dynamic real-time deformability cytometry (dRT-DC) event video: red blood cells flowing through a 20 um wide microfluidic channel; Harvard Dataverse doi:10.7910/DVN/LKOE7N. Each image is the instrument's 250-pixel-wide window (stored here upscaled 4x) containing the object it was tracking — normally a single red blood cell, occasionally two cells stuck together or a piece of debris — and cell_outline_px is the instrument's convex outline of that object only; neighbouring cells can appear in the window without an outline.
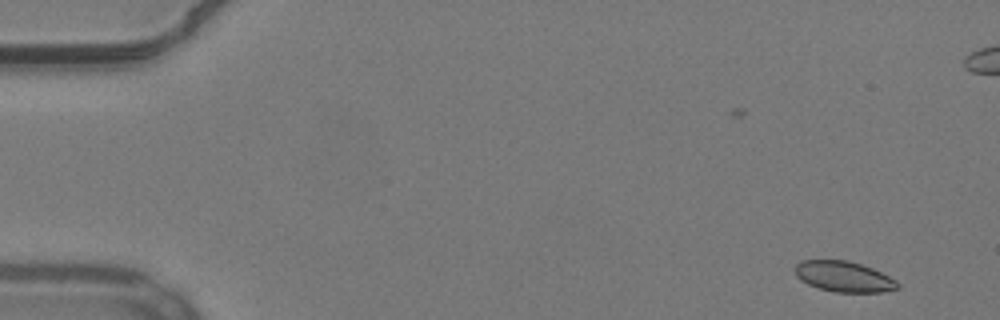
{"species": "common noctule bat (a hibernating species)", "species_latin": "Nyctalus noctula", "temperature_condition": "warm", "stored_images_in_passage": 55, "camera_frame_rate_fps": 3000, "um_per_image_px": 0.085, "animal": {"sex": "male", "body_mass_g": 19.2, "forearm_length_mm": 51.8}, "frame": {"image": 1, "passage_image": 3, "time_ms": 0.667, "image_size_px": [1000, 320], "cell_outline_px": [[900, 288], [884, 292], [832, 292], [808, 284], [800, 280], [796, 276], [796, 264], [800, 260], [848, 260], [872, 268], [896, 280], [900, 284]], "centroid_in_image_um": [71.74, 23.51], "position_along_channel_um": 13.3, "area_um2": 18.32}}
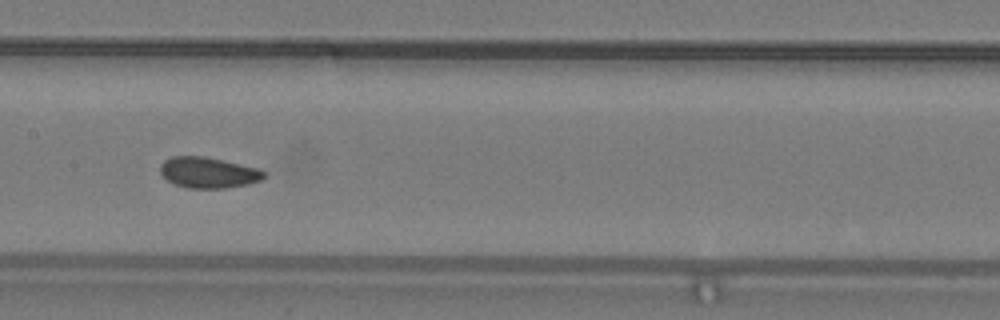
{"frame": {"image": 2, "passage_image": 27, "time_ms": 8.667, "image_size_px": [1000, 320], "cell_outline_px": [[268, 176], [260, 180], [248, 184], [224, 188], [188, 188], [176, 184], [168, 180], [160, 172], [160, 164], [164, 160], [172, 156], [204, 156], [256, 168], [268, 172]], "centroid_in_image_um": [17.72, 14.67], "position_along_channel_um": 189.7, "area_um2": 18.55}}
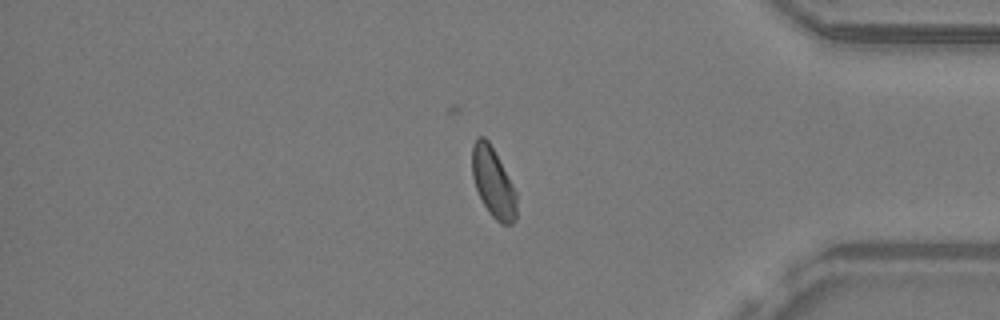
{"frame": {"image": 3, "passage_image": 45, "time_ms": 14.667, "image_size_px": [1000, 320], "cell_outline_px": [[516, 220], [512, 224], [500, 224], [488, 212], [476, 188], [472, 176], [472, 144], [476, 136], [484, 136], [488, 140], [512, 184], [516, 192]], "centroid_in_image_um": [41.9, 15.51], "position_along_channel_um": 393.3, "area_um2": 17.92}, "authors_computed_cell_mechanics": {"area_um2": 18.6694, "velocity_mm_per_s": 3.8209, "shape_relaxation_time_tau1_ms": 4.6113, "shape_relaxation_time_tau2_ms": 1.6892, "deformation_change_tau1": 0.0771, "deformation_change_tau2": 0.0671}}